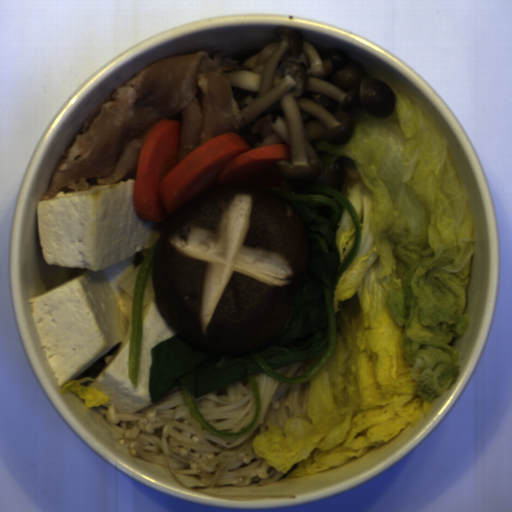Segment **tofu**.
Here are the masks:
<instances>
[{"label":"tofu","instance_id":"1","mask_svg":"<svg viewBox=\"0 0 512 512\" xmlns=\"http://www.w3.org/2000/svg\"><path fill=\"white\" fill-rule=\"evenodd\" d=\"M135 180L57 192L37 202L42 256L79 275L31 296L38 337L59 385L75 381L122 342L120 284L156 244L167 221L136 214Z\"/></svg>","mask_w":512,"mask_h":512},{"label":"tofu","instance_id":"2","mask_svg":"<svg viewBox=\"0 0 512 512\" xmlns=\"http://www.w3.org/2000/svg\"><path fill=\"white\" fill-rule=\"evenodd\" d=\"M177 336L159 313L155 302L141 322V343L136 387L129 377L131 338L119 349L99 374L88 384L106 396L104 408L113 406L115 413L134 414L153 405L150 387L152 348Z\"/></svg>","mask_w":512,"mask_h":512}]
</instances>
